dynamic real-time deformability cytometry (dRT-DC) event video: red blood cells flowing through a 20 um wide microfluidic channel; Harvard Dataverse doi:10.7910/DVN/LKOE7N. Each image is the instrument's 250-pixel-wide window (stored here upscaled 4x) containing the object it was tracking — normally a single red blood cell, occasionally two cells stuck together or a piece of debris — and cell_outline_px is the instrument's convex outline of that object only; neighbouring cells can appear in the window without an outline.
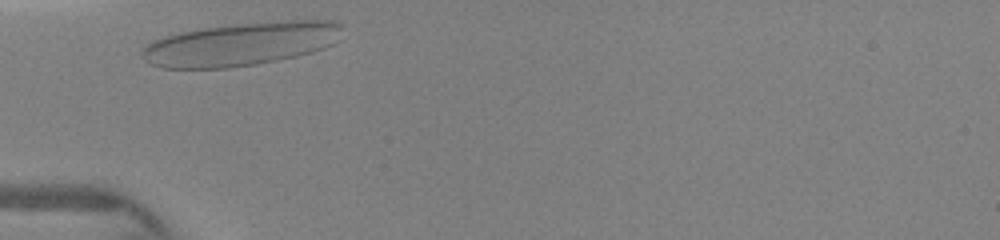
{"species": "human", "species_latin": "Homo sapiens", "temperature_condition": "warm", "stored_images_in_passage": 3, "camera_frame_rate_fps": 3000, "um_per_image_px": 0.085, "donor": {"sex": "female"}, "frame": {"image": 1, "passage_image": 1, "time_ms": 0.0, "image_size_px": [1000, 240], "cell_outline_px": [[340, 40], [324, 48], [312, 52], [296, 56], [256, 64], [228, 68], [160, 68], [144, 60], [144, 44], [152, 40], [180, 32], [200, 28], [236, 24], [288, 20], [336, 20], [340, 24]], "centroid_in_image_um": [20.5, 3.74], "position_along_channel_um": 64.5, "area_um2": 50.52}}